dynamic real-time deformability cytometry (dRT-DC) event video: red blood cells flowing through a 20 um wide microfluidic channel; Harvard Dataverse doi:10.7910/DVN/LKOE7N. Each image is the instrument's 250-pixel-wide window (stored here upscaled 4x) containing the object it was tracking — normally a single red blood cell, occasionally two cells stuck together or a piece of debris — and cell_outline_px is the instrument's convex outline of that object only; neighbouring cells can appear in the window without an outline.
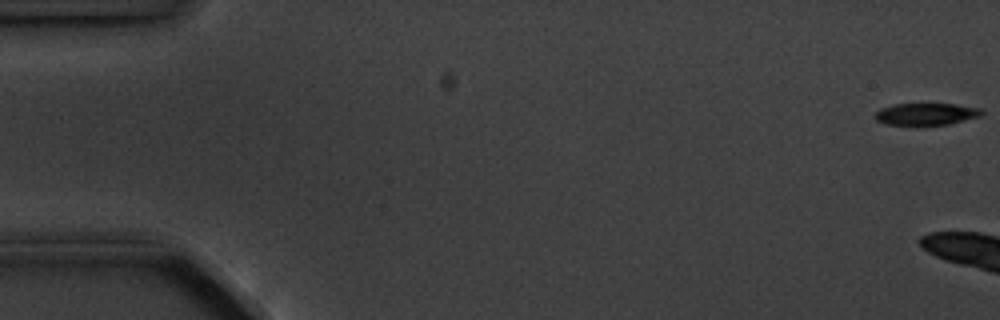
{"species": "common noctule bat (a hibernating species)", "species_latin": "Nyctalus noctula", "temperature_condition": "cold", "stored_images_in_passage": 8, "camera_frame_rate_fps": 3000, "um_per_image_px": 0.085, "animal": {"sex": "male", "body_mass_g": 20.1, "forearm_length_mm": 53.5}, "frame": {"image": 1, "passage_image": 1, "time_ms": 0.0, "image_size_px": [1000, 320], "cell_outline_px": [[984, 112], [980, 116], [948, 124], [920, 128], [912, 128], [884, 124], [876, 120], [876, 112], [880, 108], [896, 104], [956, 104], [980, 108]], "centroid_in_image_um": [78.67, 9.75], "position_along_channel_um": 6.3, "area_um2": 14.39}}